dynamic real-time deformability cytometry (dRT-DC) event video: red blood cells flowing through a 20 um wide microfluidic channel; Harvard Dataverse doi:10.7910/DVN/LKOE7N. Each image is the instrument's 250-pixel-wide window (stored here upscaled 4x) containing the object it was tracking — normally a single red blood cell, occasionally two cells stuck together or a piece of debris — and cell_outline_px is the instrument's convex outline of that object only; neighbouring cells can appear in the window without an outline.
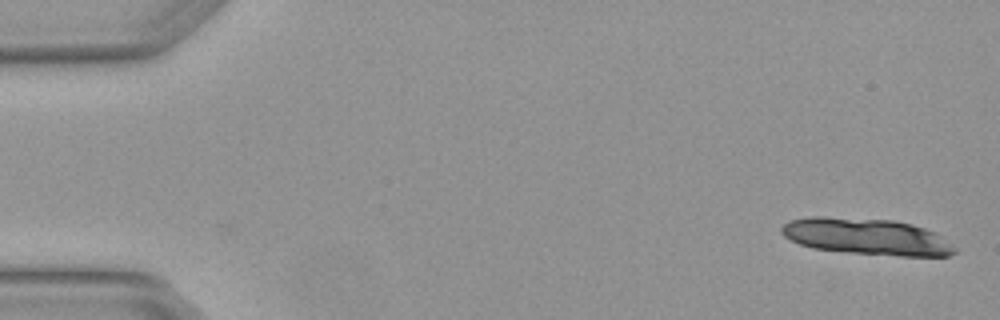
{"species": "Egyptian fruit bat (a non-hibernating species)", "species_latin": "Rousettus aegyptiacus", "temperature_condition": "warm", "stored_images_in_passage": 5, "camera_frame_rate_fps": 3000, "um_per_image_px": 0.085, "animal": {"sex": "female"}, "frame": {"image": 1, "passage_image": 1, "time_ms": 0.0, "image_size_px": [1000, 320], "cell_outline_px": [[956, 252], [948, 256], [900, 256], [848, 252], [812, 248], [800, 244], [784, 236], [780, 232], [780, 228], [784, 224], [792, 220], [812, 216], [824, 216], [892, 220], [912, 224], [936, 232], [952, 244], [956, 248]], "centroid_in_image_um": [73.68, 20.11], "position_along_channel_um": 11.3, "area_um2": 36.82}}
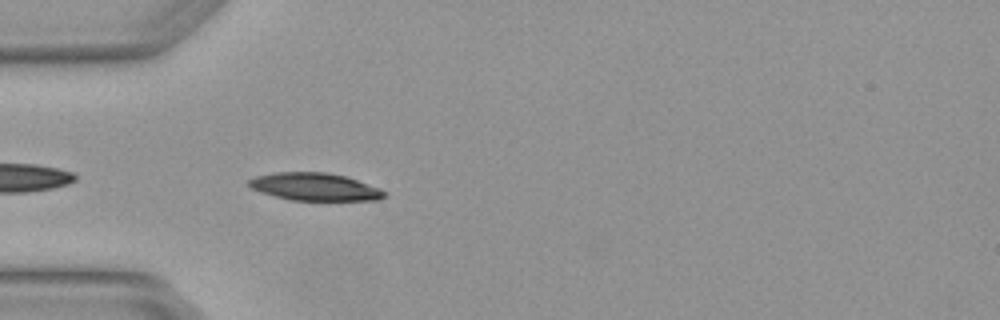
{"frame": {"image": 2, "passage_image": 5, "time_ms": 1.333, "image_size_px": [1000, 320], "cell_outline_px": [[388, 192], [380, 200], [292, 200], [260, 192], [252, 188], [248, 184], [248, 180], [256, 176], [276, 172], [324, 172], [344, 176], [380, 188]], "centroid_in_image_um": [26.76, 15.88], "position_along_channel_um": 58.2, "area_um2": 21.62}}